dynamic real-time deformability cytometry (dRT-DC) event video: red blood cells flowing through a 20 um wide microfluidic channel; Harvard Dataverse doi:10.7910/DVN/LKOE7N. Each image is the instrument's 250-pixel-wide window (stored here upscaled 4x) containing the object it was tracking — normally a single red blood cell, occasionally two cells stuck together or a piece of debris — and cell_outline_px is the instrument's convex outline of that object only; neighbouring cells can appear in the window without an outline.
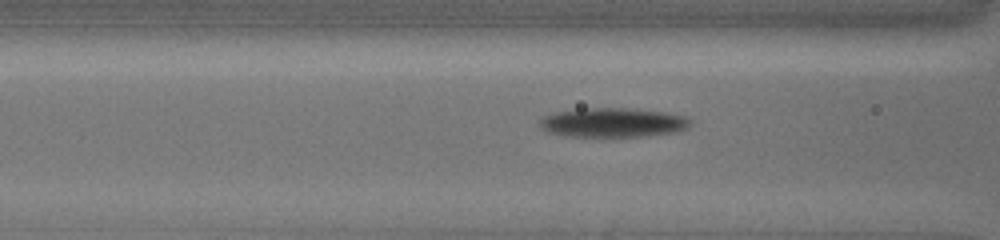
{"species": "common noctule bat (a hibernating species)", "species_latin": "Nyctalus noctula", "temperature_condition": "cold", "stored_images_in_passage": 29, "camera_frame_rate_fps": 3000, "um_per_image_px": 0.085, "animal": {"sex": "female", "body_mass_g": 19.5, "forearm_length_mm": 54.1}, "frame": {"image": 1, "passage_image": 6, "time_ms": 2.667, "image_size_px": [1000, 240], "cell_outline_px": [[688, 128], [676, 132], [644, 136], [572, 136], [548, 132], [540, 124], [540, 120], [544, 116], [556, 112], [580, 108], [624, 108], [660, 112], [680, 116], [688, 120]], "centroid_in_image_um": [52.05, 10.42], "position_along_channel_um": 114.6, "area_um2": 25.03}}
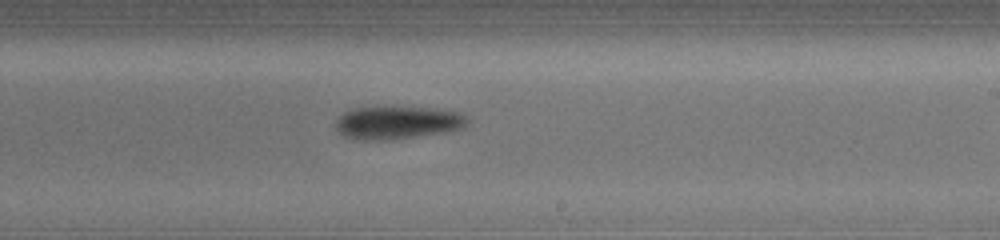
{"frame": {"image": 2, "passage_image": 15, "time_ms": 6.333, "image_size_px": [1000, 240], "cell_outline_px": [[464, 124], [460, 128], [440, 132], [416, 136], [388, 140], [352, 140], [344, 136], [336, 128], [336, 120], [344, 112], [360, 108], [436, 108], [456, 112], [464, 116]], "centroid_in_image_um": [33.68, 10.44], "position_along_channel_um": 255.3, "area_um2": 24.39}}
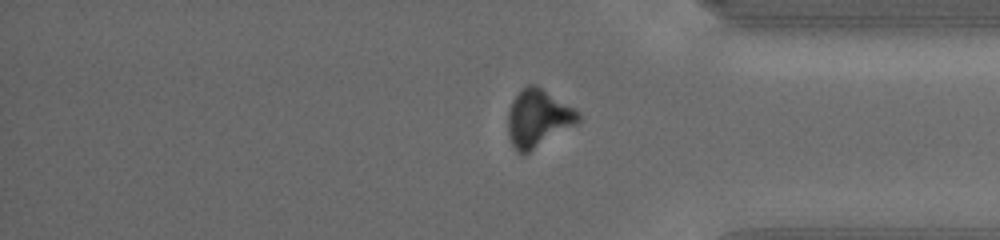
{"frame": {"image": 3, "passage_image": 28, "time_ms": 10.0, "image_size_px": [1000, 240], "cell_outline_px": [[580, 120], [576, 124], [528, 152], [516, 152], [508, 136], [508, 112], [512, 100], [528, 84], [532, 84], [540, 88], [580, 112]], "centroid_in_image_um": [45.71, 10.06], "position_along_channel_um": 389.5, "area_um2": 22.89}}